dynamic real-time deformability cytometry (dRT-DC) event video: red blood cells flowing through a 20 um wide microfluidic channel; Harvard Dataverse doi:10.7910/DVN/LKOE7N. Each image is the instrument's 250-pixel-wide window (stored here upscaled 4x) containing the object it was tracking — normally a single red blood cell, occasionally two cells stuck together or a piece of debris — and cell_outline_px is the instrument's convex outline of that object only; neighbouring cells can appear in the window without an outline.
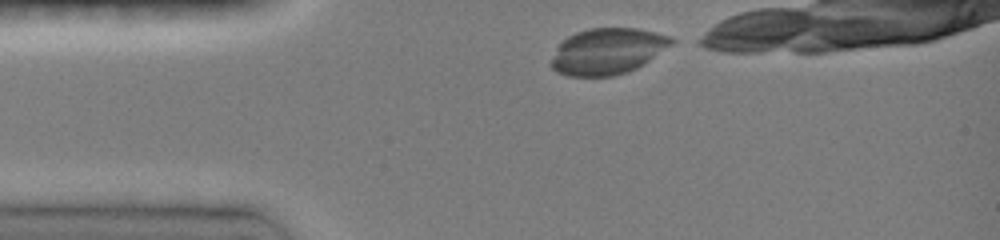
{"species": "common noctule bat (a hibernating species)", "species_latin": "Nyctalus noctula", "temperature_condition": "room temperature", "stored_images_in_passage": 5, "camera_frame_rate_fps": 3000, "um_per_image_px": 0.085, "animal": {"sex": "female", "body_mass_g": 19.0, "forearm_length_mm": 51.5}, "frame": {"image": 1, "passage_image": 1, "time_ms": 0.0, "image_size_px": [1000, 240], "cell_outline_px": [[680, 40], [644, 64], [628, 72], [612, 76], [568, 76], [556, 72], [548, 64], [556, 48], [568, 36], [576, 32], [588, 28], [636, 28], [672, 36]], "centroid_in_image_um": [51.67, 4.35], "position_along_channel_um": 33.3, "area_um2": 32.77}}